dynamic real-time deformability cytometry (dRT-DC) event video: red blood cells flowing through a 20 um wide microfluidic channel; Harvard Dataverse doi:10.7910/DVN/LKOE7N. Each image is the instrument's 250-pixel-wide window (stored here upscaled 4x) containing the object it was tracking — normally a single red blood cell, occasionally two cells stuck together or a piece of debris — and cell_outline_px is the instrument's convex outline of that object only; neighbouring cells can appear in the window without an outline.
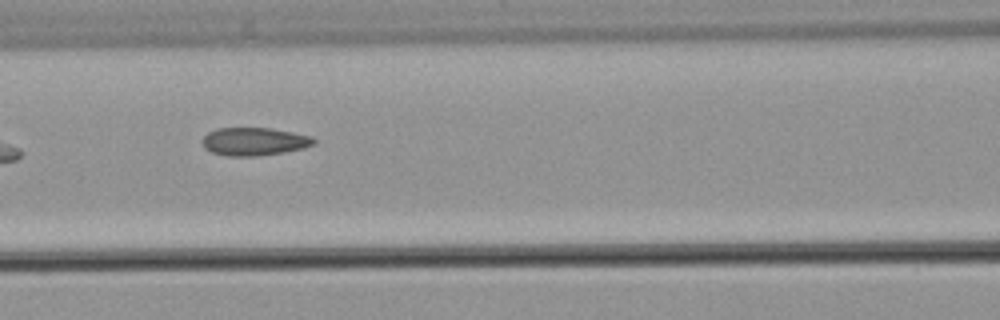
{"species": "common noctule bat (a hibernating species)", "species_latin": "Nyctalus noctula", "temperature_condition": "warm", "stored_images_in_passage": 3, "camera_frame_rate_fps": 3000, "um_per_image_px": 0.085, "animal": {"sex": "male", "body_mass_g": 21.5, "forearm_length_mm": 52.0}, "frame": {"image": 1, "passage_image": 3, "time_ms": 2.333, "image_size_px": [1000, 320], "cell_outline_px": [[316, 140], [312, 144], [304, 148], [284, 152], [256, 156], [228, 156], [212, 152], [204, 148], [200, 140], [208, 132], [216, 128], [272, 128], [312, 136]], "centroid_in_image_um": [21.57, 12.02], "position_along_channel_um": 145.0, "area_um2": 18.26}}